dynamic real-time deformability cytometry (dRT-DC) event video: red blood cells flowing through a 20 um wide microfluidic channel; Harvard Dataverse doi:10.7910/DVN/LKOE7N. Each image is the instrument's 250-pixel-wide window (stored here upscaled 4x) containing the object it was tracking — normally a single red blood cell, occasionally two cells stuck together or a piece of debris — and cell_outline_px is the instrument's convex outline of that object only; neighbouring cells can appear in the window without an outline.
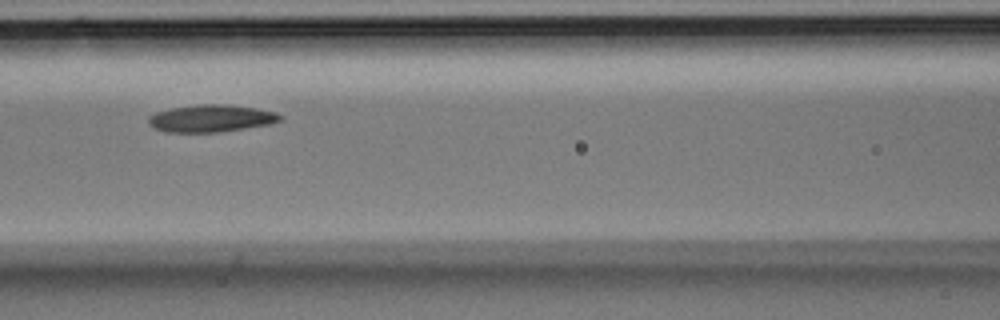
{"species": "Egyptian fruit bat (a non-hibernating species)", "species_latin": "Rousettus aegyptiacus", "temperature_condition": "room temperature", "stored_images_in_passage": 6, "camera_frame_rate_fps": 3000, "um_per_image_px": 0.085, "animal": {"sex": "male"}, "frame": {"image": 1, "passage_image": 5, "time_ms": 1.333, "image_size_px": [1000, 320], "cell_outline_px": [[284, 116], [280, 120], [268, 124], [220, 132], [164, 132], [152, 128], [148, 124], [148, 116], [156, 112], [172, 108], [196, 104], [228, 104], [256, 108], [276, 112]], "centroid_in_image_um": [17.9, 10.06], "position_along_channel_um": 148.7, "area_um2": 21.04}}
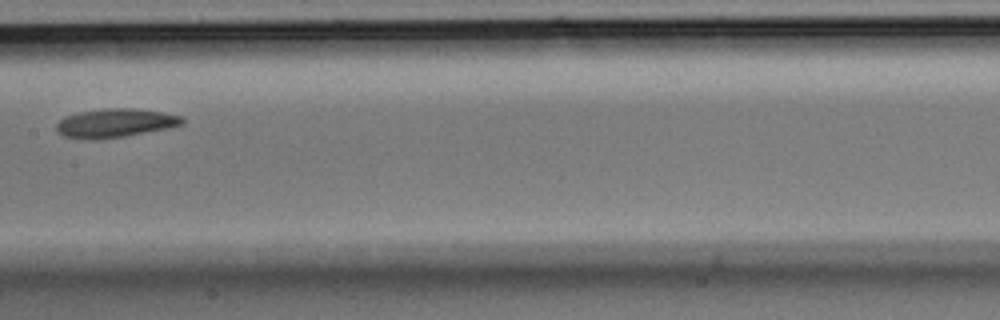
{"frame": {"image": 2, "passage_image": 6, "time_ms": 1.667, "image_size_px": [1000, 320], "cell_outline_px": [[184, 124], [168, 128], [124, 136], [88, 140], [64, 136], [56, 128], [56, 124], [64, 116], [76, 112], [104, 108], [136, 108], [164, 112], [180, 116], [184, 120]], "centroid_in_image_um": [9.78, 10.44], "position_along_channel_um": 197.6, "area_um2": 21.1}}